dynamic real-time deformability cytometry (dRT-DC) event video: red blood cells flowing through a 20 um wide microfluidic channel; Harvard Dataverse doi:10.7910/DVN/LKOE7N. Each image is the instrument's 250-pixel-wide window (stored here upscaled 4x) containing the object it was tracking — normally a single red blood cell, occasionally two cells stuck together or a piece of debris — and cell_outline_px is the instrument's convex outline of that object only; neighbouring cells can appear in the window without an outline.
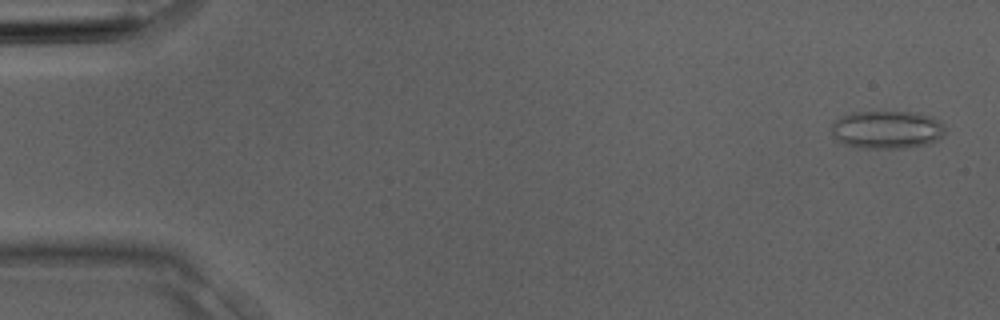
{"species": "Egyptian fruit bat (a non-hibernating species)", "species_latin": "Rousettus aegyptiacus", "temperature_condition": "room temperature", "stored_images_in_passage": 4, "camera_frame_rate_fps": 3000, "um_per_image_px": 0.085, "animal": {"sex": "male"}, "frame": {"image": 1, "passage_image": 1, "time_ms": 0.0, "image_size_px": [1000, 320], "cell_outline_px": [[944, 136], [928, 144], [908, 148], [856, 148], [844, 144], [836, 140], [832, 132], [832, 124], [840, 116], [852, 112], [916, 112], [932, 116], [944, 124]], "centroid_in_image_um": [75.4, 11.03], "position_along_channel_um": 9.6, "area_um2": 25.49}}